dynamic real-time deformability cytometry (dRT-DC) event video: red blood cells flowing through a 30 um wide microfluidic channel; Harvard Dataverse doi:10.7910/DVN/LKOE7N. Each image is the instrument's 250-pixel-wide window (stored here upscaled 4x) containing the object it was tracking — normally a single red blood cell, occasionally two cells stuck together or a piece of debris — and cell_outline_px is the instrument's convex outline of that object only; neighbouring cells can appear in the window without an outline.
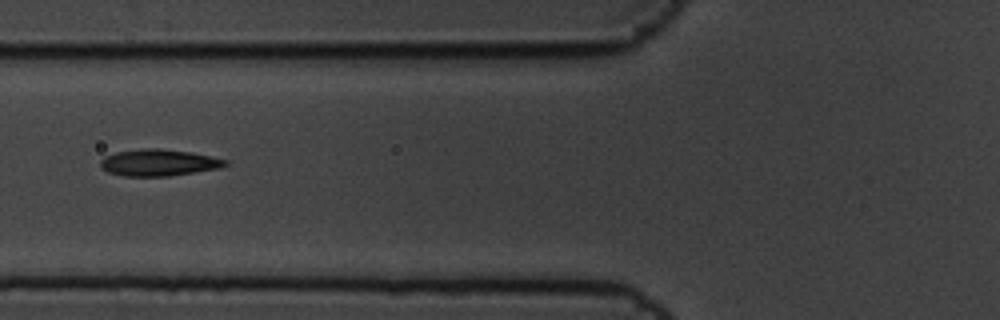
{"species": "common noctule bat (a hibernating species)", "species_latin": "Nyctalus noctula", "temperature_condition": "cold", "stored_images_in_passage": 10, "camera_frame_rate_fps": 3000, "um_per_image_px": 0.085, "animal": {"sex": "male", "body_mass_g": 19.5, "forearm_length_mm": 54.6}, "frame": {"image": 1, "passage_image": 6, "time_ms": 1.667, "image_size_px": [1000, 320], "cell_outline_px": [[228, 164], [220, 168], [168, 176], [124, 176], [108, 172], [100, 168], [100, 160], [104, 156], [116, 152], [140, 148], [160, 148], [192, 152], [228, 160]], "centroid_in_image_um": [13.46, 13.81], "position_along_channel_um": 112.3, "area_um2": 19.54}}
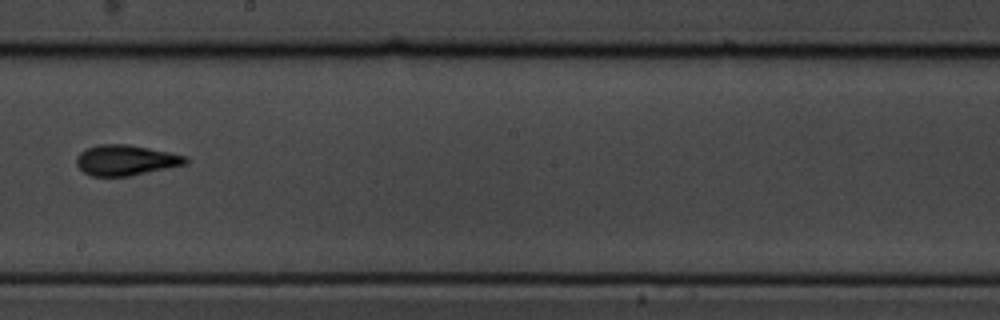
{"frame": {"image": 2, "passage_image": 9, "time_ms": 2.667, "image_size_px": [1000, 320], "cell_outline_px": [[188, 164], [132, 176], [92, 176], [84, 172], [76, 164], [76, 160], [80, 152], [88, 148], [100, 144], [128, 144], [188, 156]], "centroid_in_image_um": [10.73, 13.62], "position_along_channel_um": 237.5, "area_um2": 19.42}}
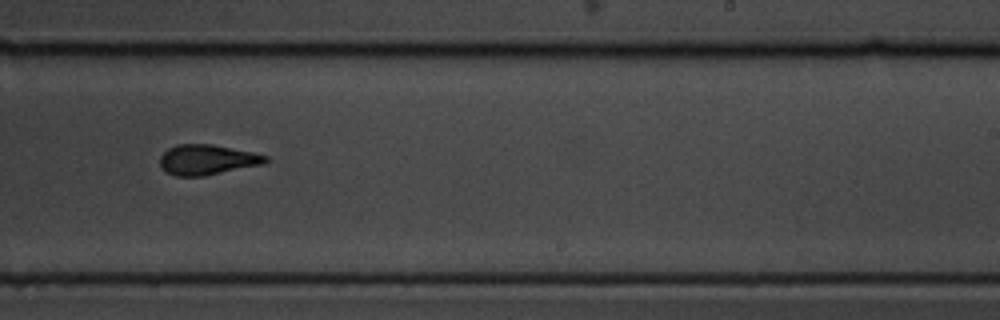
{"frame": {"image": 3, "passage_image": 10, "time_ms": 3.0, "image_size_px": [1000, 320], "cell_outline_px": [[272, 160], [264, 164], [204, 176], [176, 176], [168, 172], [160, 164], [160, 156], [168, 148], [176, 144], [212, 144], [252, 152], [268, 156]], "centroid_in_image_um": [17.65, 13.57], "position_along_channel_um": 271.3, "area_um2": 18.61}}